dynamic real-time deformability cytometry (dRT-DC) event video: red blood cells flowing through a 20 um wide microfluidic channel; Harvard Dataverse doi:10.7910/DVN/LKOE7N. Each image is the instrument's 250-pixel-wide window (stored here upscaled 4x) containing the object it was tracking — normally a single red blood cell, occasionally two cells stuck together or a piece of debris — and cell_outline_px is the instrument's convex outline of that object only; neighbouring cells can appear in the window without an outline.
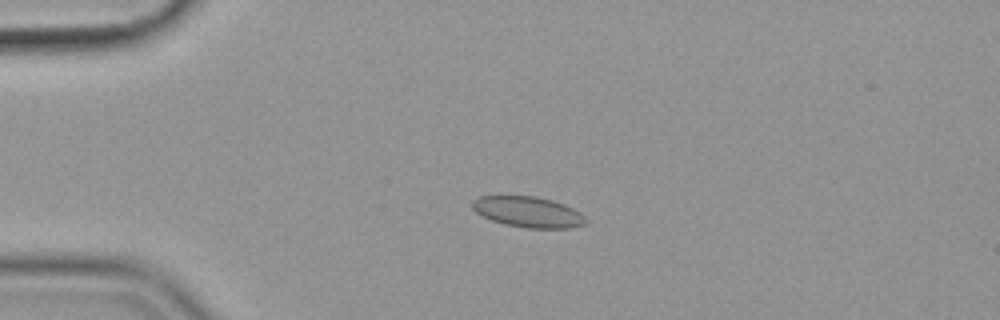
{"species": "common noctule bat (a hibernating species)", "species_latin": "Nyctalus noctula", "temperature_condition": "cold", "stored_images_in_passage": 45, "camera_frame_rate_fps": 3000, "um_per_image_px": 0.085, "animal": {"sex": "female", "body_mass_g": 19.9}, "frame": {"image": 1, "passage_image": 2, "time_ms": 0.333, "image_size_px": [1000, 320], "cell_outline_px": [[588, 220], [584, 224], [572, 228], [528, 228], [504, 224], [492, 220], [476, 212], [472, 208], [472, 200], [480, 196], [536, 196], [552, 200], [564, 204], [580, 212]], "centroid_in_image_um": [44.9, 18.01], "position_along_channel_um": 40.1, "area_um2": 20.29}}
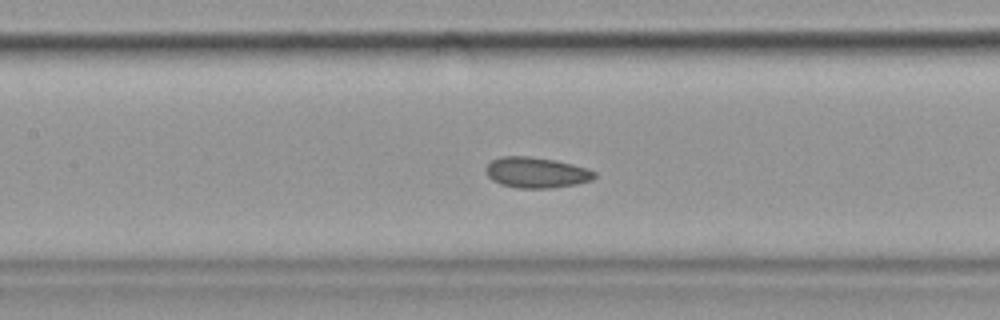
{"frame": {"image": 2, "passage_image": 15, "time_ms": 4.667, "image_size_px": [1000, 320], "cell_outline_px": [[596, 176], [592, 180], [576, 184], [548, 188], [516, 188], [500, 184], [492, 180], [484, 172], [484, 168], [492, 160], [500, 156], [528, 156], [556, 160], [588, 168], [596, 172]], "centroid_in_image_um": [45.57, 14.66], "position_along_channel_um": 161.8, "area_um2": 19.59}}
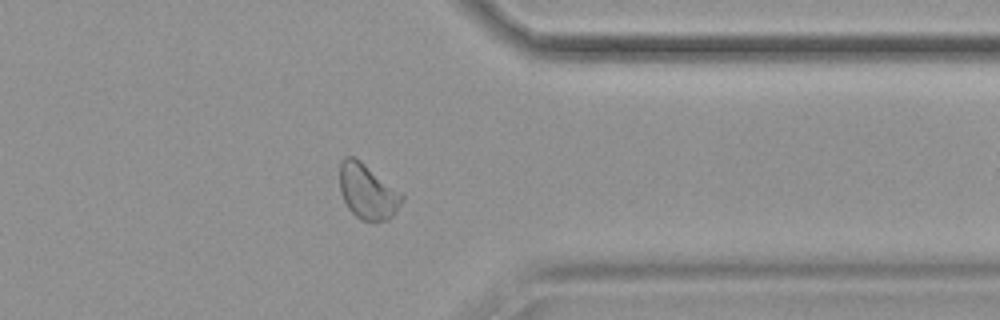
{"frame": {"image": 3, "passage_image": 34, "time_ms": 11.0, "image_size_px": [1000, 320], "cell_outline_px": [[404, 200], [396, 212], [388, 220], [372, 224], [360, 220], [348, 208], [340, 192], [340, 164], [344, 156], [352, 156], [360, 160], [404, 192]], "centroid_in_image_um": [31.29, 16.31], "position_along_channel_um": 380.1, "area_um2": 20.69}, "authors_computed_cell_mechanics": {"area_um2": 19.941, "velocity_mm_per_s": 3.5433, "shape_relaxation_time_tau1_ms": null, "shape_relaxation_time_tau2_ms": 2.1029, "deformation_change_tau1": null, "deformation_change_tau2": 0.0794}}